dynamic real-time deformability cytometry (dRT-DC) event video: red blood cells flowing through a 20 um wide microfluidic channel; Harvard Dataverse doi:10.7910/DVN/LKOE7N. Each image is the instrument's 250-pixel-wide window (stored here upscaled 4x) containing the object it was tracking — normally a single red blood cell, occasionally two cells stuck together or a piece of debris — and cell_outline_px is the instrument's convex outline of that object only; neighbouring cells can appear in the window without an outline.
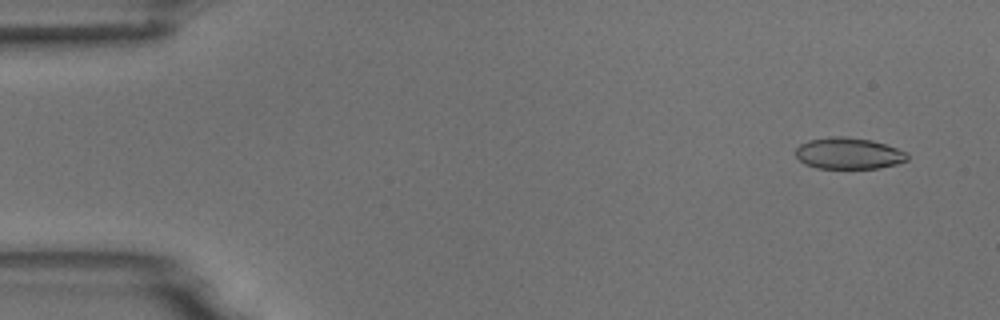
{"species": "common noctule bat (a hibernating species)", "species_latin": "Nyctalus noctula", "temperature_condition": "room temperature", "stored_images_in_passage": 10, "camera_frame_rate_fps": 3000, "um_per_image_px": 0.085, "animal": {"sex": "male", "body_mass_g": 18.8}, "frame": {"image": 1, "passage_image": 1, "time_ms": 0.0, "image_size_px": [1000, 320], "cell_outline_px": [[908, 160], [896, 164], [880, 168], [816, 168], [804, 164], [796, 156], [796, 148], [800, 144], [808, 140], [832, 136], [844, 136], [872, 140], [908, 152]], "centroid_in_image_um": [72.13, 13.03], "position_along_channel_um": 12.9, "area_um2": 20.52}}
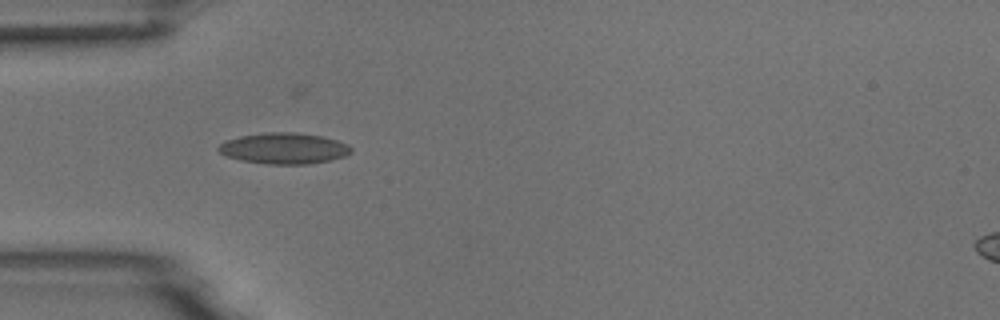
{"frame": {"image": 2, "passage_image": 4, "time_ms": 4.333, "image_size_px": [1000, 320], "cell_outline_px": [[352, 152], [344, 156], [328, 160], [308, 164], [264, 164], [240, 160], [228, 156], [220, 152], [216, 148], [224, 140], [240, 136], [264, 132], [296, 132], [320, 136], [336, 140], [348, 144], [352, 148]], "centroid_in_image_um": [24.11, 12.6], "position_along_channel_um": 60.9, "area_um2": 23.99}}